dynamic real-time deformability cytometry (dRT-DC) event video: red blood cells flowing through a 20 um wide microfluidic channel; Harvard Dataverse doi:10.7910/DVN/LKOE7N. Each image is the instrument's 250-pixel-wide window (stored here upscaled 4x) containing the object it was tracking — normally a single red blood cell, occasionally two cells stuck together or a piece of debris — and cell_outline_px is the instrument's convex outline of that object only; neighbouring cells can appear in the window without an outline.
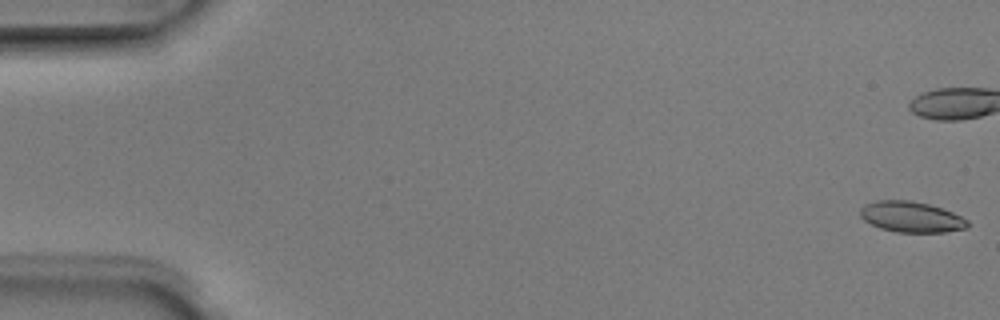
{"species": "Egyptian fruit bat (a non-hibernating species)", "species_latin": "Rousettus aegyptiacus", "temperature_condition": "room temperature", "stored_images_in_passage": 5, "camera_frame_rate_fps": 3000, "um_per_image_px": 0.085, "animal": {"sex": "male"}, "frame": {"image": 1, "passage_image": 1, "time_ms": 0.0, "image_size_px": [1000, 320], "cell_outline_px": [[968, 228], [944, 232], [896, 232], [880, 228], [864, 220], [860, 216], [860, 208], [864, 204], [876, 200], [908, 200], [928, 204], [952, 212], [968, 220]], "centroid_in_image_um": [77.43, 18.43], "position_along_channel_um": 7.6, "area_um2": 19.19}}